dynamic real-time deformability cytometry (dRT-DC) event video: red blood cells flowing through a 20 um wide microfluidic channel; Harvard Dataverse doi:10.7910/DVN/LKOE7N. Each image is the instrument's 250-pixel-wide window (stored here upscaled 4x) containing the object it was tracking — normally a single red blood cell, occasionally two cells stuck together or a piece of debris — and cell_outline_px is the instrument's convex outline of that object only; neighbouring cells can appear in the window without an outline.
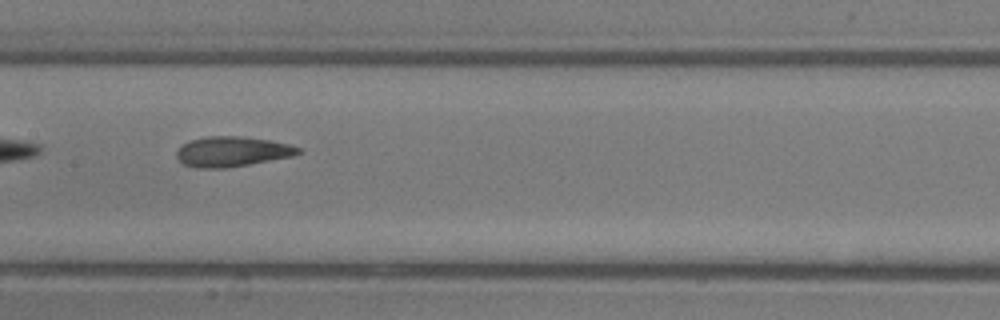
{"species": "common noctule bat (a hibernating species)", "species_latin": "Nyctalus noctula", "temperature_condition": "room temperature", "stored_images_in_passage": 33, "camera_frame_rate_fps": 3000, "um_per_image_px": 0.085, "animal": {"sex": "male", "body_mass_g": 13.3}, "frame": {"image": 1, "passage_image": 10, "time_ms": 3.0, "image_size_px": [1000, 320], "cell_outline_px": [[304, 152], [292, 156], [248, 164], [224, 168], [196, 168], [184, 164], [176, 156], [176, 152], [184, 144], [192, 140], [204, 136], [244, 136], [272, 140], [288, 144], [300, 148]], "centroid_in_image_um": [19.76, 12.87], "position_along_channel_um": 187.6, "area_um2": 21.27}}
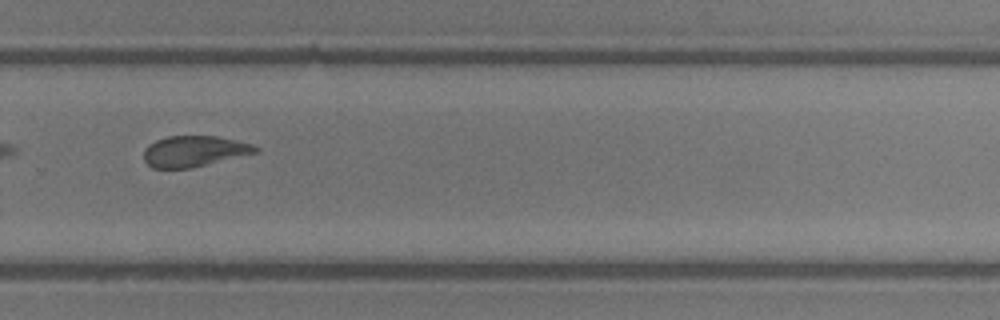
{"frame": {"image": 2, "passage_image": 19, "time_ms": 6.0, "image_size_px": [1000, 320], "cell_outline_px": [[260, 152], [192, 168], [152, 168], [144, 160], [144, 148], [148, 144], [156, 140], [168, 136], [216, 136], [252, 144], [260, 148]], "centroid_in_image_um": [16.51, 12.86], "position_along_channel_um": 313.3, "area_um2": 20.23}, "authors_computed_cell_mechanics": {"area_um2": 21.386, "velocity_mm_per_s": 4.2152, "shape_relaxation_time_tau1_ms": 4.9505, "shape_relaxation_time_tau2_ms": 1.5863, "deformation_change_tau1": 0.1346, "deformation_change_tau2": 0.0756}}